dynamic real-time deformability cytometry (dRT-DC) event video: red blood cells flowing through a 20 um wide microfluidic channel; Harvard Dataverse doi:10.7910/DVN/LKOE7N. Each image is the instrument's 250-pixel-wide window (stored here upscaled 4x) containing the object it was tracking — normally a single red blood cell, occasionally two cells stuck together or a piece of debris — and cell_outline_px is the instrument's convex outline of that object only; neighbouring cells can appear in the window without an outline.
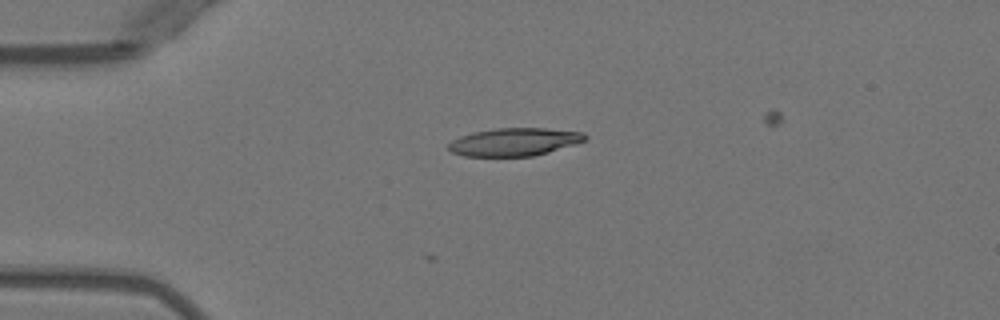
{"species": "Egyptian fruit bat (a non-hibernating species)", "species_latin": "Rousettus aegyptiacus", "temperature_condition": "warm", "stored_images_in_passage": 3, "camera_frame_rate_fps": 3000, "um_per_image_px": 0.085, "animal": {"sex": "female"}, "frame": {"image": 1, "passage_image": 1, "time_ms": 0.0, "image_size_px": [1000, 320], "cell_outline_px": [[588, 136], [584, 140], [576, 144], [548, 152], [532, 156], [464, 156], [452, 152], [448, 148], [448, 144], [452, 140], [460, 136], [472, 132], [496, 128], [544, 128], [584, 132]], "centroid_in_image_um": [43.72, 12.06], "position_along_channel_um": 41.3, "area_um2": 22.2}}